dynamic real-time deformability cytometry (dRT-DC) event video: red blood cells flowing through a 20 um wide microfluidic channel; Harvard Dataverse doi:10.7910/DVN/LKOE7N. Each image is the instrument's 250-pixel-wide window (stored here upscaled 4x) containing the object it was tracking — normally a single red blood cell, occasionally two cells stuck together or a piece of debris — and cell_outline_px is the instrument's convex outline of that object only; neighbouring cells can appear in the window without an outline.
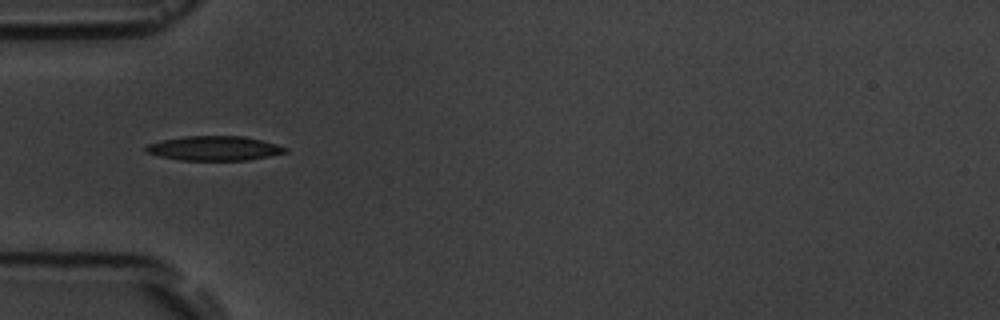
{"species": "common noctule bat (a hibernating species)", "species_latin": "Nyctalus noctula", "temperature_condition": "room temperature", "stored_images_in_passage": 11, "camera_frame_rate_fps": 3000, "um_per_image_px": 0.085, "animal": {"sex": "male", "body_mass_g": 19.5, "forearm_length_mm": 54.6}, "frame": {"image": 1, "passage_image": 7, "time_ms": 7.667, "image_size_px": [1000, 320], "cell_outline_px": [[288, 152], [248, 160], [180, 160], [160, 156], [144, 152], [144, 148], [148, 144], [160, 140], [184, 136], [244, 136], [276, 144], [288, 148]], "centroid_in_image_um": [18.18, 12.6], "position_along_channel_um": 66.8, "area_um2": 19.88}}
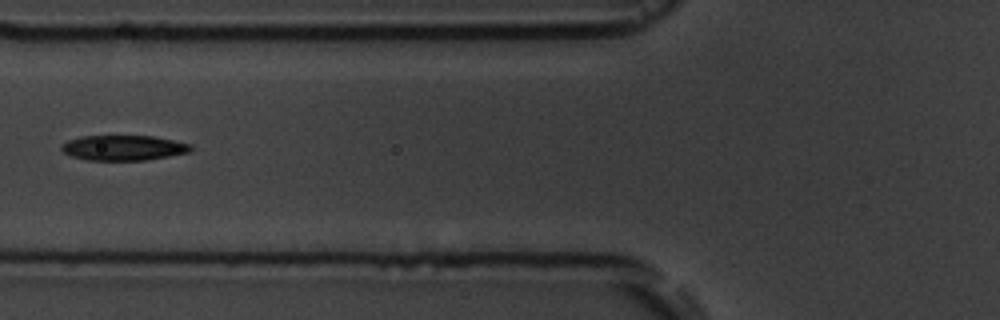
{"frame": {"image": 2, "passage_image": 8, "time_ms": 9.0, "image_size_px": [1000, 320], "cell_outline_px": [[192, 148], [188, 152], [168, 156], [144, 160], [88, 160], [72, 156], [64, 152], [60, 148], [60, 144], [68, 140], [80, 136], [152, 136], [192, 144]], "centroid_in_image_um": [10.46, 12.56], "position_along_channel_um": 115.3, "area_um2": 18.84}}
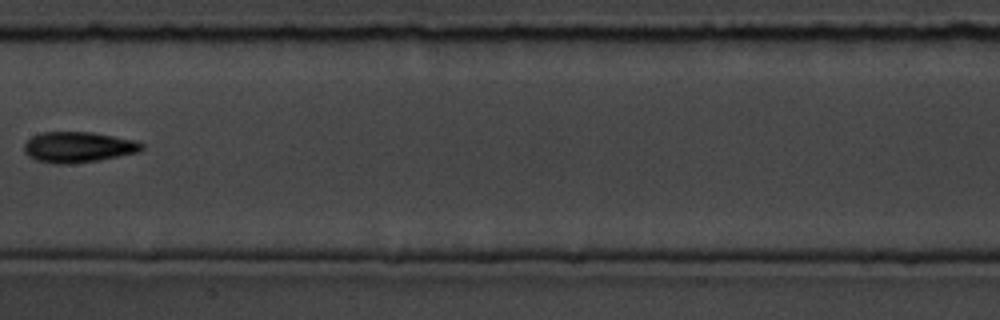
{"frame": {"image": 3, "passage_image": 10, "time_ms": 11.333, "image_size_px": [1000, 320], "cell_outline_px": [[144, 148], [140, 152], [96, 160], [68, 164], [52, 164], [36, 160], [28, 156], [24, 152], [24, 144], [32, 136], [40, 132], [92, 132], [136, 140], [144, 144]], "centroid_in_image_um": [6.64, 12.5], "position_along_channel_um": 200.8, "area_um2": 21.1}}